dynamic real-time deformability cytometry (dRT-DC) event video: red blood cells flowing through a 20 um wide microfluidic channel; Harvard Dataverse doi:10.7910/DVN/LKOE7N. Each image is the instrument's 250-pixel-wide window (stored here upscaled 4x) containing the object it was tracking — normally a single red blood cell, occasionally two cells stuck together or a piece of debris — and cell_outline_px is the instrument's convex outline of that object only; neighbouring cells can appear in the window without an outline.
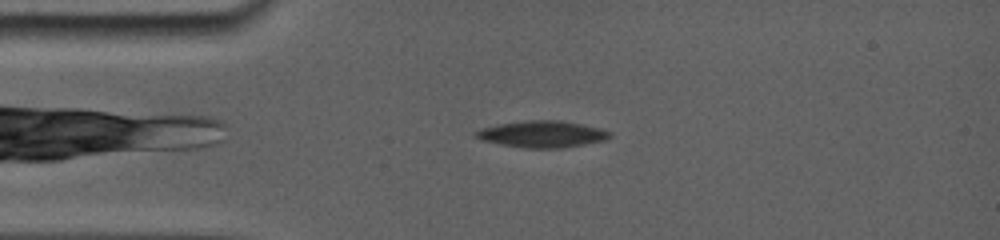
{"species": "common noctule bat (a hibernating species)", "species_latin": "Nyctalus noctula", "temperature_condition": "room temperature", "stored_images_in_passage": 10, "camera_frame_rate_fps": 5000, "um_per_image_px": 0.085, "animal": {"sex": "female", "body_mass_g": 19.0, "forearm_length_mm": 56.7}, "frame": {"image": 1, "passage_image": 5, "time_ms": 2.2, "image_size_px": [1000, 240], "cell_outline_px": [[608, 136], [596, 140], [576, 144], [544, 148], [536, 148], [508, 144], [488, 140], [476, 136], [476, 132], [484, 128], [500, 124], [528, 120], [556, 120], [580, 124], [596, 128], [608, 132]], "centroid_in_image_um": [46.02, 11.35], "position_along_channel_um": 39.0, "area_um2": 18.79}}
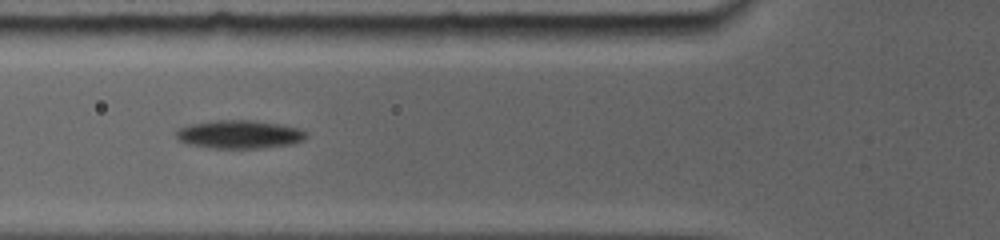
{"frame": {"image": 2, "passage_image": 9, "time_ms": 4.6, "image_size_px": [1000, 240], "cell_outline_px": [[304, 136], [300, 140], [284, 144], [256, 148], [216, 148], [196, 144], [180, 140], [176, 136], [176, 132], [180, 128], [192, 124], [216, 120], [252, 120], [276, 124], [296, 128], [304, 132]], "centroid_in_image_um": [20.28, 11.4], "position_along_channel_um": 105.5, "area_um2": 20.29}}